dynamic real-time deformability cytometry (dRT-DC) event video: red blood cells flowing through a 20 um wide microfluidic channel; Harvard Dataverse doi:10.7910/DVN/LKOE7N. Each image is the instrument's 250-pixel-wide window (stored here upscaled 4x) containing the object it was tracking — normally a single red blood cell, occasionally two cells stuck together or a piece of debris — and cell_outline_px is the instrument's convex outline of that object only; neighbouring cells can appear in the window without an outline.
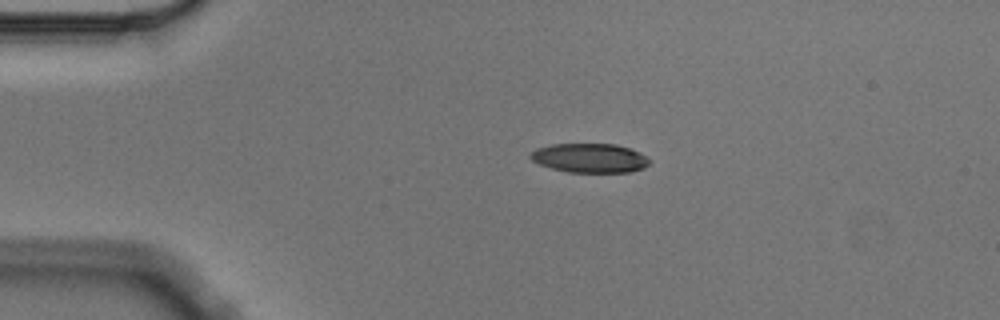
{"species": "Egyptian fruit bat (a non-hibernating species)", "species_latin": "Rousettus aegyptiacus", "temperature_condition": "cold", "stored_images_in_passage": 2, "camera_frame_rate_fps": 3000, "um_per_image_px": 0.085, "animal": {"sex": "male"}, "frame": {"image": 1, "passage_image": 1, "time_ms": 0.0, "image_size_px": [1000, 320], "cell_outline_px": [[652, 160], [644, 168], [628, 172], [568, 172], [552, 168], [540, 164], [532, 160], [528, 156], [536, 148], [552, 144], [616, 144], [632, 148], [640, 152]], "centroid_in_image_um": [50.16, 13.42], "position_along_channel_um": 34.8, "area_um2": 20.35}}